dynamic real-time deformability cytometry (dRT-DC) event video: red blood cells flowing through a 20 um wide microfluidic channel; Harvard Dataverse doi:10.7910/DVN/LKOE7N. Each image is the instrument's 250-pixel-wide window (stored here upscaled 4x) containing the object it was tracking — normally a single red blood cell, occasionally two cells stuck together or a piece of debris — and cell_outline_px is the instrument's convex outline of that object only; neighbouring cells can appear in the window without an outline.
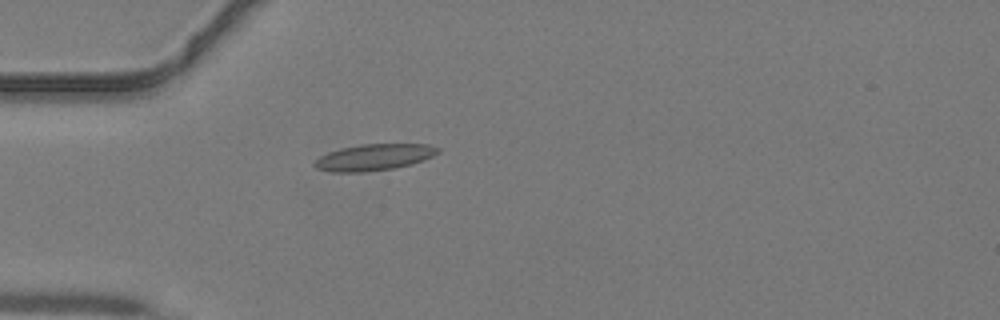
{"species": "common noctule bat (a hibernating species)", "species_latin": "Nyctalus noctula", "temperature_condition": "warm", "stored_images_in_passage": 32, "camera_frame_rate_fps": 3000, "um_per_image_px": 0.085, "animal": {"sex": "male", "body_mass_g": 19.2, "forearm_length_mm": 51.8}, "frame": {"image": 1, "passage_image": 1, "time_ms": 0.0, "image_size_px": [1000, 320], "cell_outline_px": [[440, 152], [424, 160], [412, 164], [392, 168], [364, 172], [332, 172], [316, 168], [312, 164], [320, 156], [328, 152], [340, 148], [360, 144], [428, 144], [440, 148]], "centroid_in_image_um": [31.79, 13.36], "position_along_channel_um": 53.2, "area_um2": 19.02}}
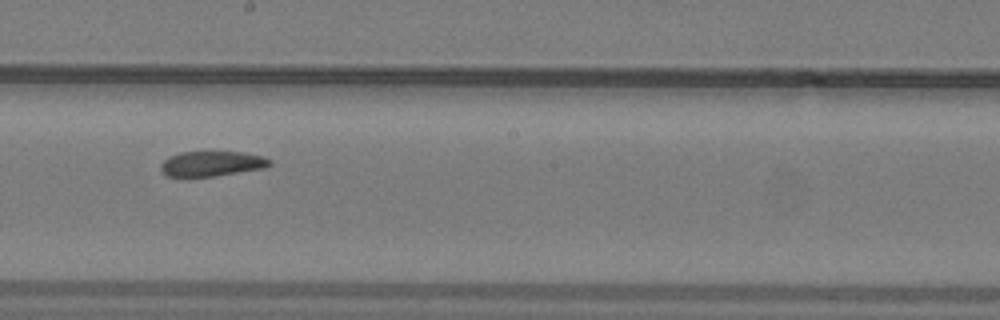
{"frame": {"image": 2, "passage_image": 13, "time_ms": 4.0, "image_size_px": [1000, 320], "cell_outline_px": [[272, 164], [264, 168], [216, 176], [168, 176], [160, 168], [160, 164], [168, 156], [180, 152], [244, 152], [264, 156], [272, 160]], "centroid_in_image_um": [18.04, 13.9], "position_along_channel_um": 230.2, "area_um2": 15.95}}
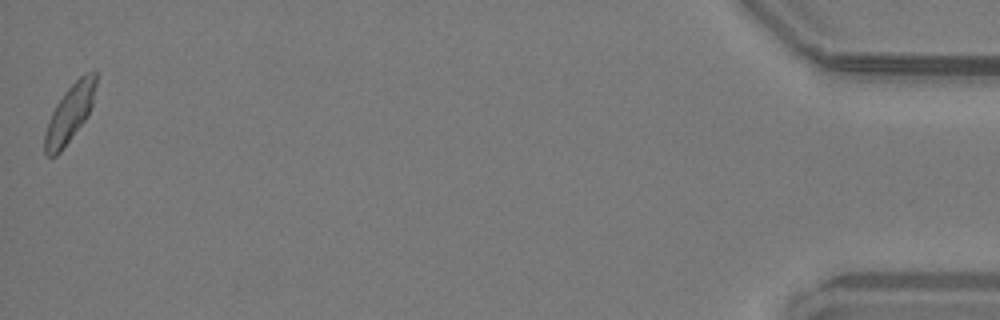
{"frame": {"image": 3, "passage_image": 32, "time_ms": 10.333, "image_size_px": [1000, 320], "cell_outline_px": [[96, 84], [92, 104], [88, 116], [60, 152], [56, 156], [48, 156], [44, 152], [44, 132], [48, 120], [56, 104], [64, 92], [84, 72], [96, 72]], "centroid_in_image_um": [5.91, 9.65], "position_along_channel_um": 429.3, "area_um2": 17.05}}